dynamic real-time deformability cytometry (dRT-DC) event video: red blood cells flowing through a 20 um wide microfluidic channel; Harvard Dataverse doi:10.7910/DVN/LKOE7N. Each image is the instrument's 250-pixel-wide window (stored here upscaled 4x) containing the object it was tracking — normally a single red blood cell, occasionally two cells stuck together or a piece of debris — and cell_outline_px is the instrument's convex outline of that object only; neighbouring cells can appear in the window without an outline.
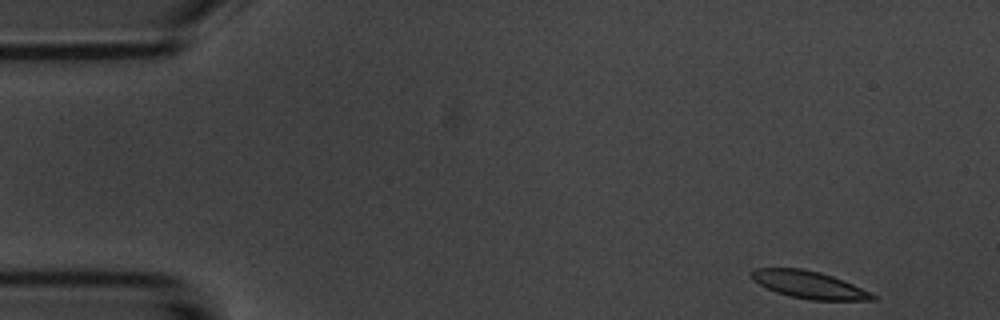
{"species": "common noctule bat (a hibernating species)", "species_latin": "Nyctalus noctula", "temperature_condition": "room temperature", "stored_images_in_passage": 4, "camera_frame_rate_fps": 3000, "um_per_image_px": 0.085, "animal": {"sex": "male", "body_mass_g": 20.1, "forearm_length_mm": 53.5}, "frame": {"image": 1, "passage_image": 1, "time_ms": 0.0, "image_size_px": [1000, 320], "cell_outline_px": [[876, 300], [812, 300], [792, 296], [776, 292], [752, 280], [748, 272], [756, 268], [804, 268], [820, 272], [832, 276], [872, 292], [876, 296]], "centroid_in_image_um": [68.75, 24.19], "position_along_channel_um": 16.2, "area_um2": 19.25}}
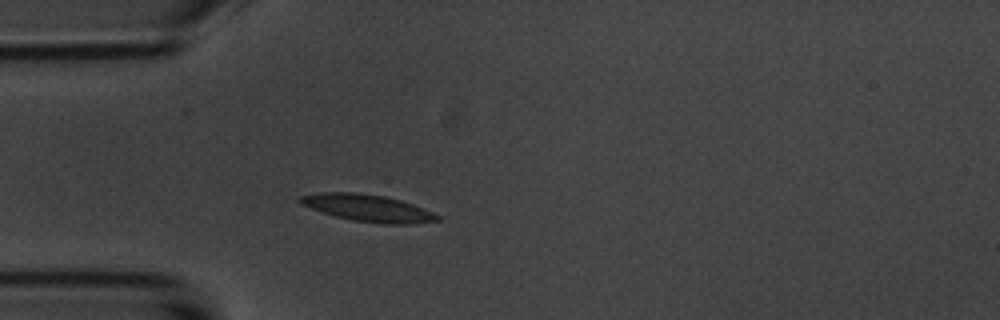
{"frame": {"image": 2, "passage_image": 4, "time_ms": 3.667, "image_size_px": [1000, 320], "cell_outline_px": [[440, 220], [412, 224], [384, 224], [352, 220], [336, 216], [300, 204], [296, 200], [300, 196], [320, 192], [352, 192], [384, 196], [400, 200], [424, 208], [440, 216]], "centroid_in_image_um": [31.27, 17.68], "position_along_channel_um": 53.7, "area_um2": 21.44}}